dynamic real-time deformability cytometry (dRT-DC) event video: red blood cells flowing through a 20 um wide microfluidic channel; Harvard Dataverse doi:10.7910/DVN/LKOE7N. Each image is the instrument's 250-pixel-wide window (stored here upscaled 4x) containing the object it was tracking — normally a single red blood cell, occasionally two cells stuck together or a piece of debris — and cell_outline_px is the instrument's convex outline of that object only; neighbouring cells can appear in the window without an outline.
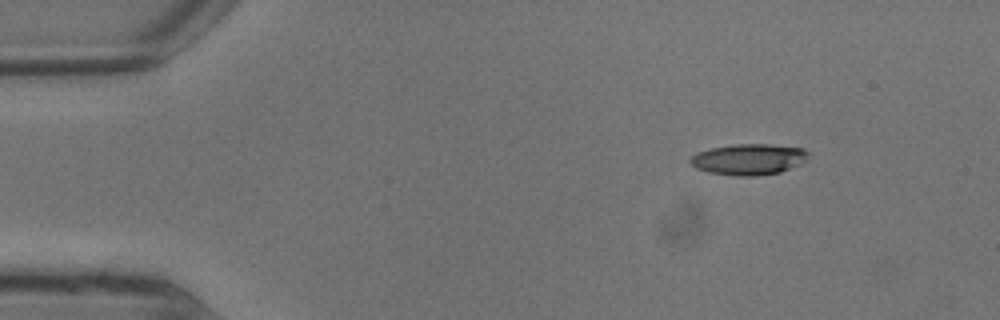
{"species": "common noctule bat (a hibernating species)", "species_latin": "Nyctalus noctula", "temperature_condition": "warm", "stored_images_in_passage": 4, "camera_frame_rate_fps": 3000, "um_per_image_px": 0.085, "animal": {"sex": "male", "body_mass_g": 13.3}, "frame": {"image": 1, "passage_image": 1, "time_ms": 0.0, "image_size_px": [1000, 320], "cell_outline_px": [[808, 160], [800, 164], [780, 172], [756, 176], [736, 176], [708, 172], [696, 168], [688, 160], [696, 152], [712, 148], [732, 144], [768, 144], [804, 148], [808, 152]], "centroid_in_image_um": [63.65, 13.54], "position_along_channel_um": 21.4, "area_um2": 21.44}}
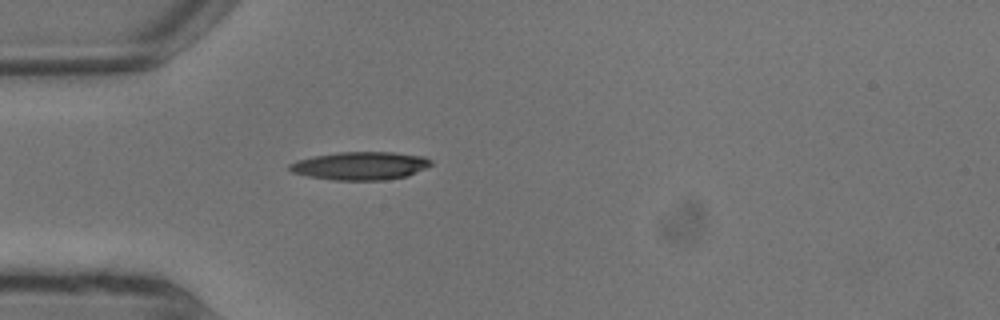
{"frame": {"image": 2, "passage_image": 4, "time_ms": 1.0, "image_size_px": [1000, 320], "cell_outline_px": [[432, 164], [408, 176], [384, 180], [336, 180], [308, 176], [292, 172], [288, 168], [288, 164], [296, 160], [312, 156], [340, 152], [392, 152], [424, 156], [432, 160]], "centroid_in_image_um": [30.61, 14.09], "position_along_channel_um": 54.4, "area_um2": 23.18}}